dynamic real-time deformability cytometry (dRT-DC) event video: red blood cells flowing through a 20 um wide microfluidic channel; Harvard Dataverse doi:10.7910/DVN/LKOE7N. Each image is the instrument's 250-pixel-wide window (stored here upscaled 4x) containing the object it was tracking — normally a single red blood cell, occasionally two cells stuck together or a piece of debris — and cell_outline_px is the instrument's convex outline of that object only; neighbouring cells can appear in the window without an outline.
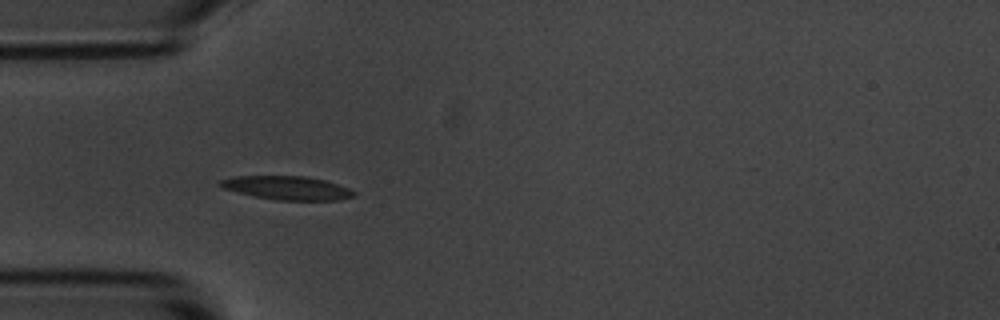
{"species": "common noctule bat (a hibernating species)", "species_latin": "Nyctalus noctula", "temperature_condition": "room temperature", "stored_images_in_passage": 13, "camera_frame_rate_fps": 3000, "um_per_image_px": 0.085, "animal": {"sex": "male", "body_mass_g": 20.1, "forearm_length_mm": 53.5}, "frame": {"image": 1, "passage_image": 3, "time_ms": 3.0, "image_size_px": [1000, 320], "cell_outline_px": [[356, 196], [340, 200], [276, 200], [256, 196], [220, 188], [216, 184], [220, 180], [236, 176], [304, 176], [324, 180], [348, 188], [356, 192]], "centroid_in_image_um": [24.39, 15.97], "position_along_channel_um": 60.6, "area_um2": 18.38}}
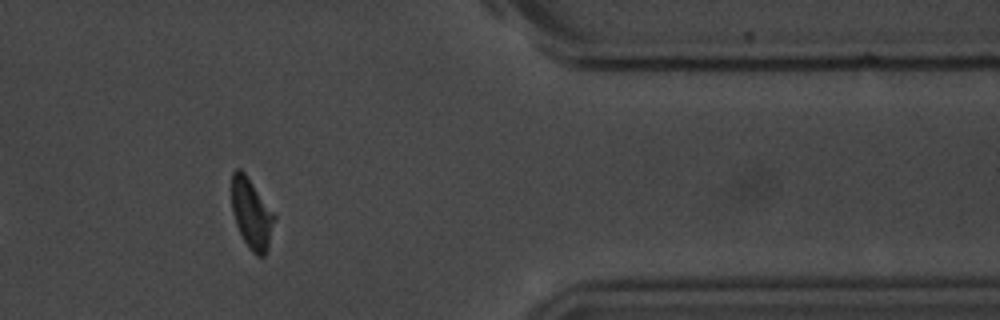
{"frame": {"image": 2, "passage_image": 11, "time_ms": 12.667, "image_size_px": [1000, 320], "cell_outline_px": [[276, 220], [268, 248], [264, 256], [256, 256], [248, 248], [236, 224], [232, 212], [232, 172], [236, 168], [240, 168], [244, 172], [276, 216]], "centroid_in_image_um": [21.39, 18.19], "position_along_channel_um": 390.0, "area_um2": 17.4}}
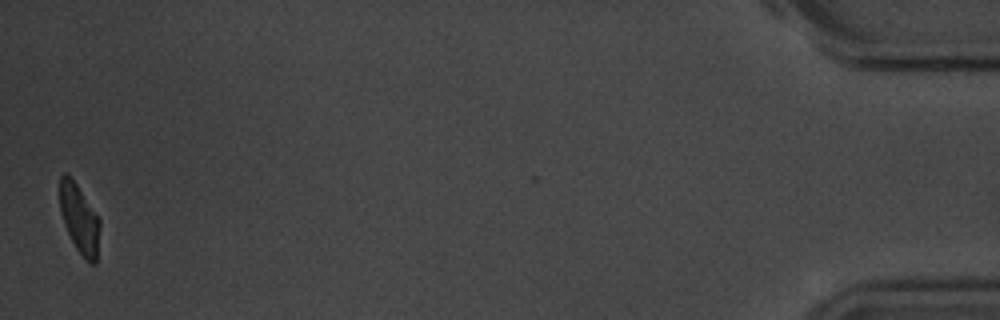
{"frame": {"image": 3, "passage_image": 13, "time_ms": 15.667, "image_size_px": [1000, 320], "cell_outline_px": [[100, 224], [96, 264], [88, 264], [76, 248], [64, 224], [60, 212], [60, 176], [64, 172], [68, 172], [100, 220]], "centroid_in_image_um": [6.74, 18.61], "position_along_channel_um": 428.5, "area_um2": 15.95}, "authors_computed_cell_mechanics": {"area_um2": 18.1492, "velocity_mm_per_s": 3.6446, "shape_relaxation_time_tau1_ms": 1.6806, "shape_relaxation_time_tau2_ms": null, "deformation_change_tau1": 0.0877, "deformation_change_tau2": null}}